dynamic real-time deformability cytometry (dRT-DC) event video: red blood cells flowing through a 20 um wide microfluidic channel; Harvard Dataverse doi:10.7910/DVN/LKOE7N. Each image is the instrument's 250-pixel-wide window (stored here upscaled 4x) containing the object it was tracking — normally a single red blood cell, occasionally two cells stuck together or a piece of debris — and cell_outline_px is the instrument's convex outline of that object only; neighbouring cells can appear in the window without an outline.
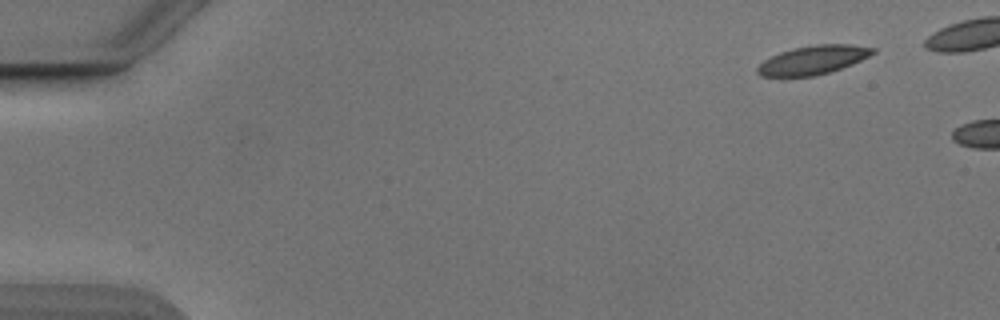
{"species": "Egyptian fruit bat (a non-hibernating species)", "species_latin": "Rousettus aegyptiacus", "temperature_condition": "cold", "stored_images_in_passage": 45, "camera_frame_rate_fps": 3000, "um_per_image_px": 0.085, "animal": {"sex": "male"}, "frame": {"image": 1, "passage_image": 1, "time_ms": 0.0, "image_size_px": [1000, 320], "cell_outline_px": [[876, 52], [852, 64], [828, 72], [812, 76], [760, 76], [756, 72], [756, 68], [764, 60], [780, 52], [792, 48], [816, 44], [848, 44], [876, 48]], "centroid_in_image_um": [69.09, 5.09], "position_along_channel_um": 15.9, "area_um2": 19.13}}
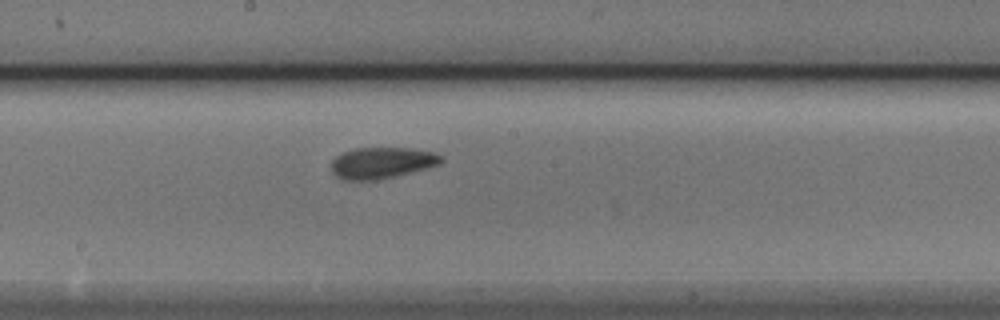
{"frame": {"image": 2, "passage_image": 26, "time_ms": 8.333, "image_size_px": [1000, 320], "cell_outline_px": [[444, 160], [440, 164], [376, 180], [344, 180], [336, 176], [332, 172], [332, 160], [340, 152], [356, 148], [408, 148], [432, 152], [444, 156]], "centroid_in_image_um": [32.42, 13.83], "position_along_channel_um": 215.8, "area_um2": 19.83}}
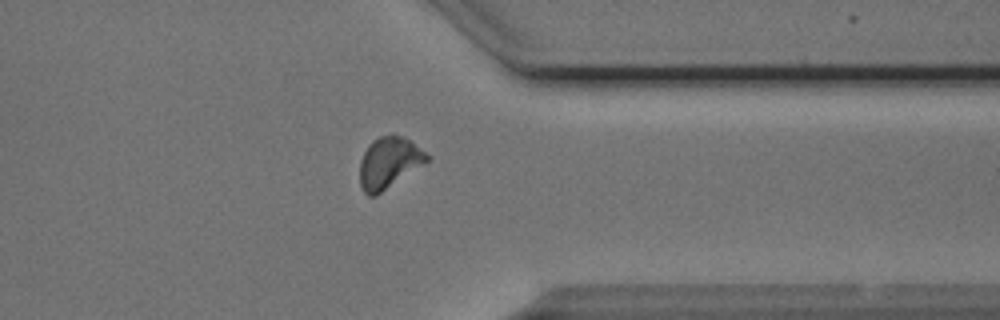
{"frame": {"image": 3, "passage_image": 39, "time_ms": 12.667, "image_size_px": [1000, 320], "cell_outline_px": [[432, 156], [428, 160], [376, 196], [368, 196], [364, 192], [360, 184], [360, 160], [368, 144], [372, 140], [380, 136], [404, 136]], "centroid_in_image_um": [33.04, 13.83], "position_along_channel_um": 378.4, "area_um2": 19.83}}